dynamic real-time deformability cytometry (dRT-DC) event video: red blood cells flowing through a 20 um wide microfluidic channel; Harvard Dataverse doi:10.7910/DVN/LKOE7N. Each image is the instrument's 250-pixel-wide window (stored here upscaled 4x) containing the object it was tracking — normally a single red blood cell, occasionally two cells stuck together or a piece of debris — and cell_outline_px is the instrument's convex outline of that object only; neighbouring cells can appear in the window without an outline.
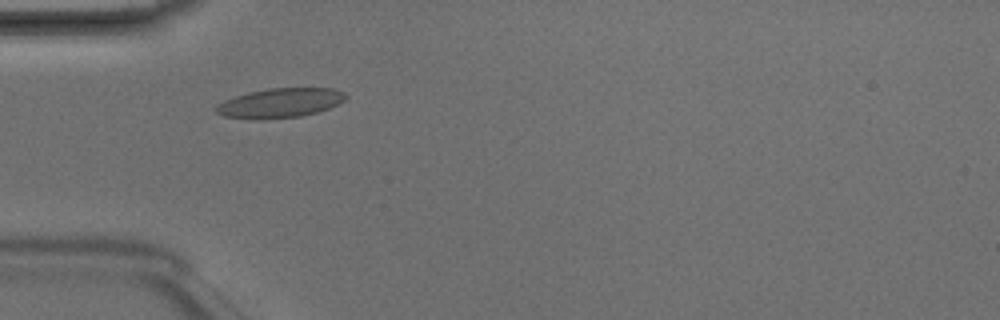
{"species": "Egyptian fruit bat (a non-hibernating species)", "species_latin": "Rousettus aegyptiacus", "temperature_condition": "room temperature", "stored_images_in_passage": 6, "camera_frame_rate_fps": 3000, "um_per_image_px": 0.085, "animal": {"sex": "male"}, "frame": {"image": 1, "passage_image": 4, "time_ms": 1.0, "image_size_px": [1000, 320], "cell_outline_px": [[348, 96], [344, 100], [328, 108], [316, 112], [300, 116], [260, 120], [252, 120], [224, 116], [216, 112], [216, 104], [224, 100], [248, 92], [268, 88], [332, 88], [344, 92]], "centroid_in_image_um": [23.77, 8.75], "position_along_channel_um": 61.2, "area_um2": 22.31}}